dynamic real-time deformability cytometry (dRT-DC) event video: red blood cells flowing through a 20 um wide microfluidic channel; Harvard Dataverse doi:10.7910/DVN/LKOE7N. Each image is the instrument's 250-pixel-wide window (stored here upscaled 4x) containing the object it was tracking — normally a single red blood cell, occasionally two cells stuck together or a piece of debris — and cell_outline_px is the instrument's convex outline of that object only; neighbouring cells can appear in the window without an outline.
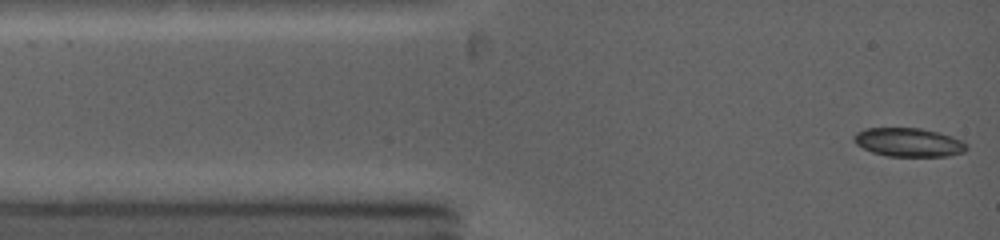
{"species": "common noctule bat (a hibernating species)", "species_latin": "Nyctalus noctula", "temperature_condition": "warm", "stored_images_in_passage": 58, "camera_frame_rate_fps": 5000, "um_per_image_px": 0.085, "animal": {"sex": "female", "body_mass_g": 19.0, "forearm_length_mm": 53.3}, "frame": {"image": 1, "passage_image": 1, "time_ms": 0.0, "image_size_px": [1000, 240], "cell_outline_px": [[968, 148], [964, 152], [948, 156], [888, 156], [872, 152], [856, 144], [852, 140], [852, 136], [856, 132], [864, 128], [920, 128], [936, 132], [960, 140], [968, 144]], "centroid_in_image_um": [77.19, 12.1], "position_along_channel_um": 7.8, "area_um2": 18.79}}
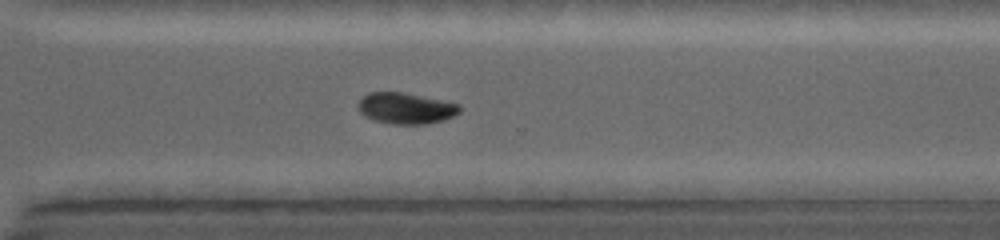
{"frame": {"image": 2, "passage_image": 36, "time_ms": 9.0, "image_size_px": [1000, 240], "cell_outline_px": [[460, 112], [444, 120], [428, 124], [392, 124], [376, 120], [364, 116], [360, 112], [360, 100], [368, 92], [404, 92], [444, 100], [460, 104]], "centroid_in_image_um": [34.54, 9.2], "position_along_channel_um": 336.1, "area_um2": 18.38}}
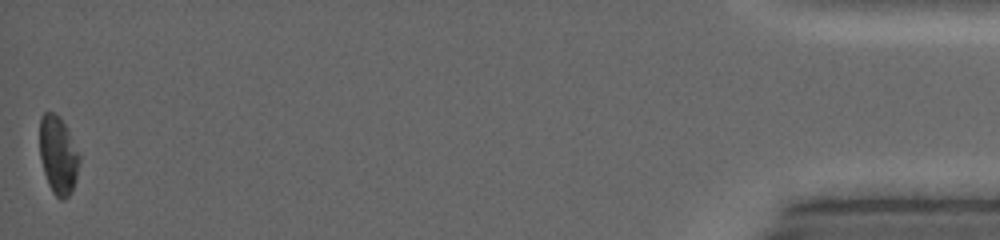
{"frame": {"image": 3, "passage_image": 58, "time_ms": 14.6, "image_size_px": [1000, 240], "cell_outline_px": [[80, 160], [76, 176], [72, 188], [68, 196], [64, 200], [60, 200], [52, 192], [48, 184], [44, 172], [40, 156], [40, 116], [44, 112], [56, 112], [60, 116], [80, 152]], "centroid_in_image_um": [4.94, 13.15], "position_along_channel_um": 430.3, "area_um2": 18.15}, "authors_computed_cell_mechanics": {"area_um2": 18.4093, "velocity_mm_per_s": 4.2273, "shape_relaxation_time_tau1_ms": 2.1157, "shape_relaxation_time_tau2_ms": null, "deformation_change_tau1": 0.1206, "deformation_change_tau2": null}}